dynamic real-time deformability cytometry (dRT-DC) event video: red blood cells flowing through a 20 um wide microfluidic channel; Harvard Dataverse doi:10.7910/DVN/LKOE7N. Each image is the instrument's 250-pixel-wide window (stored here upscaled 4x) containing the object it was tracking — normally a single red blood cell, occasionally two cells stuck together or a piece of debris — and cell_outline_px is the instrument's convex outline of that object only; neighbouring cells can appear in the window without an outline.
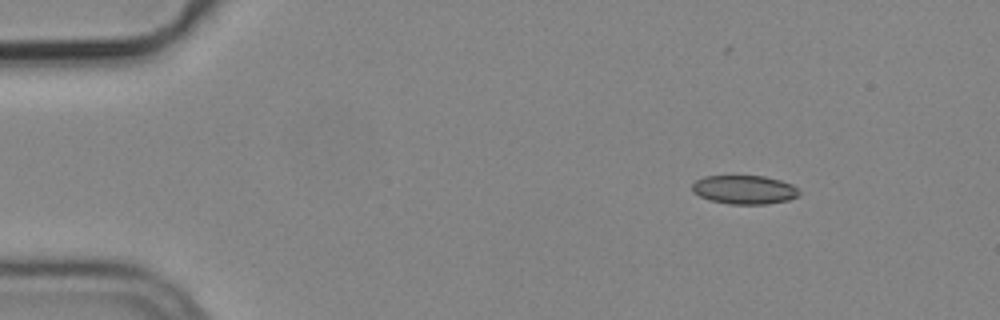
{"species": "common noctule bat (a hibernating species)", "species_latin": "Nyctalus noctula", "temperature_condition": "cold", "stored_images_in_passage": 4, "camera_frame_rate_fps": 3000, "um_per_image_px": 0.085, "animal": {"sex": "male", "body_mass_g": 19.2, "forearm_length_mm": 51.8}, "frame": {"image": 1, "passage_image": 1, "time_ms": 0.0, "image_size_px": [1000, 320], "cell_outline_px": [[800, 196], [788, 200], [764, 204], [728, 204], [712, 200], [700, 196], [692, 192], [692, 184], [696, 180], [704, 176], [764, 176], [780, 180], [792, 184], [800, 192]], "centroid_in_image_um": [63.27, 16.12], "position_along_channel_um": 21.7, "area_um2": 17.92}}
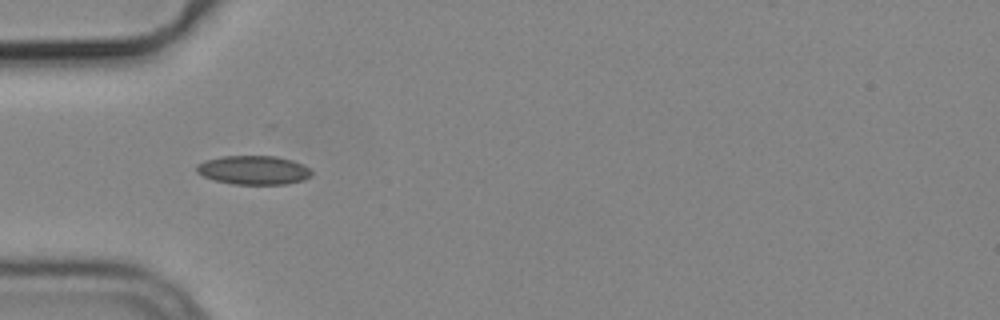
{"frame": {"image": 2, "passage_image": 3, "time_ms": 0.667, "image_size_px": [1000, 320], "cell_outline_px": [[312, 176], [304, 180], [284, 184], [232, 184], [216, 180], [204, 176], [196, 172], [196, 164], [204, 160], [224, 156], [276, 156], [292, 160], [308, 168], [312, 172]], "centroid_in_image_um": [21.54, 14.45], "position_along_channel_um": 63.5, "area_um2": 19.31}}
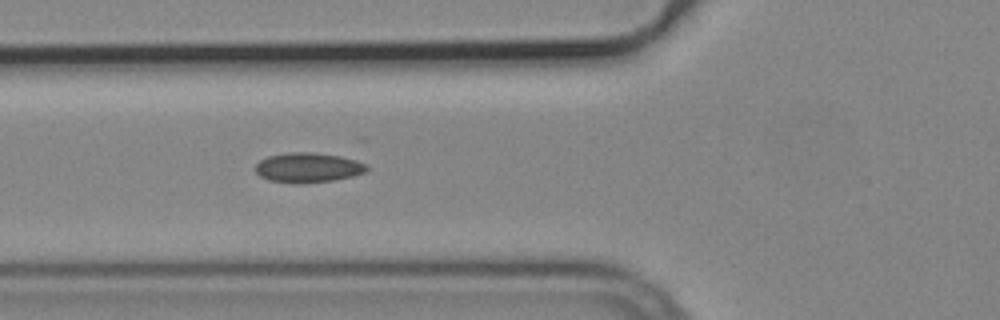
{"frame": {"image": 3, "passage_image": 4, "time_ms": 1.0, "image_size_px": [1000, 320], "cell_outline_px": [[368, 168], [364, 172], [352, 176], [332, 180], [268, 180], [260, 176], [256, 172], [256, 164], [260, 160], [268, 156], [288, 152], [312, 152], [340, 156], [356, 160], [368, 164]], "centroid_in_image_um": [26.21, 14.18], "position_along_channel_um": 99.6, "area_um2": 18.38}}